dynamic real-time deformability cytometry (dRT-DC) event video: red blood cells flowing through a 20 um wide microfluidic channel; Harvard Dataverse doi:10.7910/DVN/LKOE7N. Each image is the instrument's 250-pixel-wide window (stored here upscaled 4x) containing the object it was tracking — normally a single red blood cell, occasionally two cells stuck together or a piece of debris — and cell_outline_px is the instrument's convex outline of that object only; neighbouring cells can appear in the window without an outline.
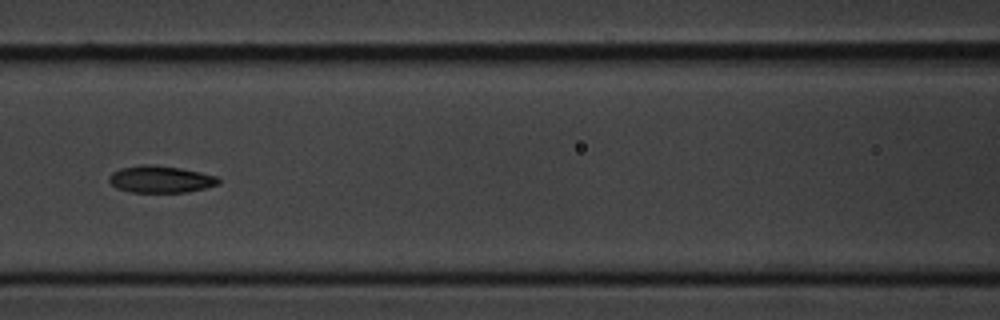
{"species": "common noctule bat (a hibernating species)", "species_latin": "Nyctalus noctula", "temperature_condition": "cold", "stored_images_in_passage": 9, "camera_frame_rate_fps": 3000, "um_per_image_px": 0.085, "animal": {"sex": "male", "body_mass_g": 20.1, "forearm_length_mm": 53.5}, "frame": {"image": 1, "passage_image": 6, "time_ms": 5.667, "image_size_px": [1000, 320], "cell_outline_px": [[220, 184], [188, 192], [132, 192], [116, 188], [108, 180], [108, 176], [112, 172], [120, 168], [144, 164], [152, 164], [180, 168], [200, 172], [216, 176], [220, 180]], "centroid_in_image_um": [13.63, 15.23], "position_along_channel_um": 153.0, "area_um2": 17.22}}
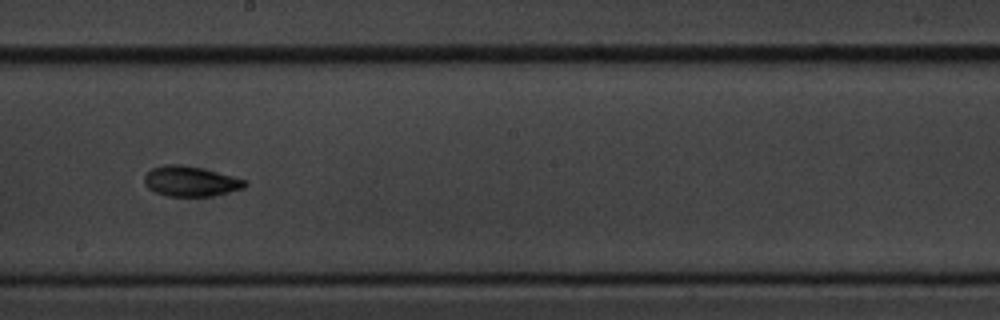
{"frame": {"image": 2, "passage_image": 8, "time_ms": 8.0, "image_size_px": [1000, 320], "cell_outline_px": [[248, 184], [244, 188], [212, 196], [168, 196], [156, 192], [148, 188], [144, 184], [144, 176], [152, 168], [164, 164], [180, 164], [200, 168], [232, 176], [244, 180]], "centroid_in_image_um": [16.17, 15.41], "position_along_channel_um": 232.0, "area_um2": 17.51}}
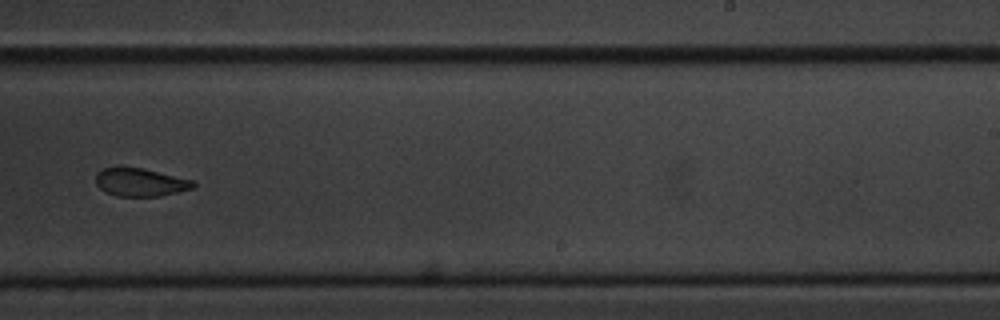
{"frame": {"image": 3, "passage_image": 9, "time_ms": 9.333, "image_size_px": [1000, 320], "cell_outline_px": [[196, 184], [192, 188], [160, 196], [116, 196], [104, 192], [96, 184], [96, 172], [104, 168], [140, 168], [192, 180]], "centroid_in_image_um": [11.88, 15.51], "position_along_channel_um": 277.1, "area_um2": 15.61}}